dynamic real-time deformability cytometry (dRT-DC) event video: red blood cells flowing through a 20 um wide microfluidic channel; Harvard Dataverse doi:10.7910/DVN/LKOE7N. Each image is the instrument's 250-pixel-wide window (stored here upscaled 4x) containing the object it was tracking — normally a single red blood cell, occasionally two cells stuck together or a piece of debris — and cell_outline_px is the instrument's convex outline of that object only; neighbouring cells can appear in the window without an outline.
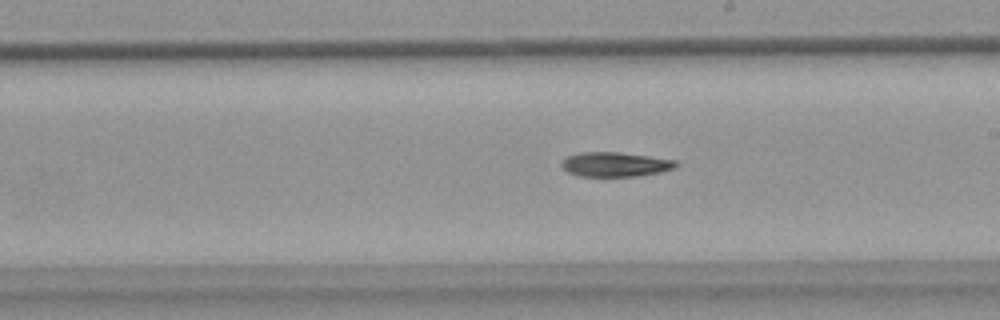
{"species": "common noctule bat (a hibernating species)", "species_latin": "Nyctalus noctula", "temperature_condition": "warm", "stored_images_in_passage": 22, "camera_frame_rate_fps": 3000, "um_per_image_px": 0.085, "animal": {"sex": "female", "body_mass_g": 18.4}, "frame": {"image": 1, "passage_image": 10, "time_ms": 3.0, "image_size_px": [1000, 320], "cell_outline_px": [[680, 164], [676, 168], [660, 172], [636, 176], [580, 176], [568, 172], [560, 164], [568, 156], [580, 152], [616, 152], [648, 156], [676, 160]], "centroid_in_image_um": [52.33, 13.97], "position_along_channel_um": 236.7, "area_um2": 16.24}}